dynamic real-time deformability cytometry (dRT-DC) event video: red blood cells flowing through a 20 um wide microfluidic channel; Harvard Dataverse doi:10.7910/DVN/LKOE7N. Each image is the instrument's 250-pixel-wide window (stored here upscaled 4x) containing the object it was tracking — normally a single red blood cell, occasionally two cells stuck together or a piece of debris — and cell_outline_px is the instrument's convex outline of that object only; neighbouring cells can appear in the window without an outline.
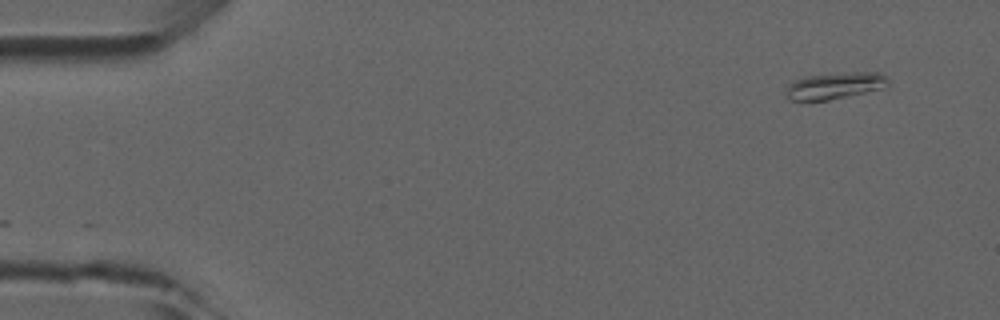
{"species": "common noctule bat (a hibernating species)", "species_latin": "Nyctalus noctula", "temperature_condition": "room temperature", "stored_images_in_passage": 23, "camera_frame_rate_fps": 3000, "um_per_image_px": 0.085, "animal": {"sex": "male", "forearm_length_mm": 52.5}, "frame": {"image": 1, "passage_image": 1, "time_ms": 0.0, "image_size_px": [1000, 320], "cell_outline_px": [[888, 84], [880, 88], [864, 92], [828, 100], [804, 104], [788, 100], [788, 84], [804, 76], [852, 72], [880, 72], [888, 80]], "centroid_in_image_um": [70.87, 7.32], "position_along_channel_um": 14.1, "area_um2": 15.95}}
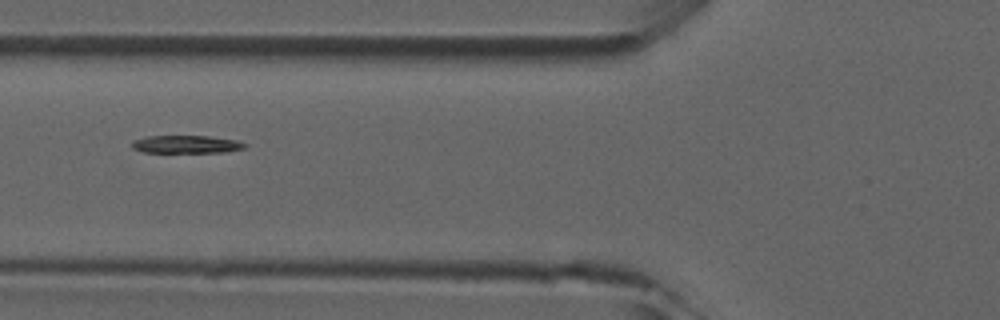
{"frame": {"image": 2, "passage_image": 16, "time_ms": 5.0, "image_size_px": [1000, 320], "cell_outline_px": [[248, 144], [244, 148], [224, 152], [144, 152], [132, 148], [132, 140], [148, 136], [208, 136], [236, 140]], "centroid_in_image_um": [15.83, 12.26], "position_along_channel_um": 110.0, "area_um2": 11.62}}
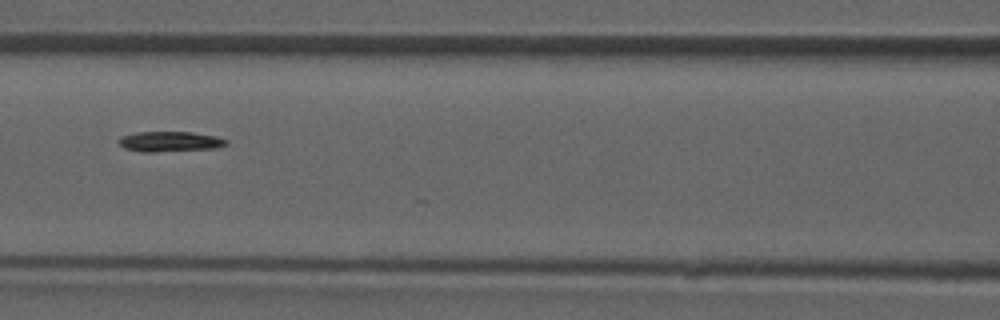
{"frame": {"image": 3, "passage_image": 19, "time_ms": 6.0, "image_size_px": [1000, 320], "cell_outline_px": [[228, 144], [216, 148], [156, 152], [140, 152], [124, 148], [116, 140], [120, 136], [136, 132], [192, 132], [216, 136], [228, 140]], "centroid_in_image_um": [14.41, 12.03], "position_along_channel_um": 152.2, "area_um2": 12.83}}